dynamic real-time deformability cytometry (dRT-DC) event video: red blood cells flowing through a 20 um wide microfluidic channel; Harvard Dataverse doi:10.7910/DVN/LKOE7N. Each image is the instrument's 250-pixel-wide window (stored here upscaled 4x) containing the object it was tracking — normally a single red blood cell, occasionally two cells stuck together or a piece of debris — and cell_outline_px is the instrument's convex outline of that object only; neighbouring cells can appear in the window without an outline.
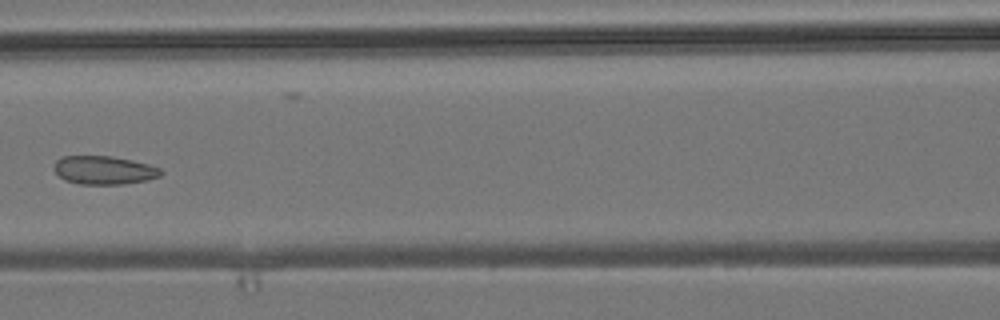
{"species": "common noctule bat (a hibernating species)", "species_latin": "Nyctalus noctula", "temperature_condition": "room temperature", "stored_images_in_passage": 6, "camera_frame_rate_fps": 3000, "um_per_image_px": 0.085, "animal": {"sex": "male", "body_mass_g": 19.2, "forearm_length_mm": 51.8}, "frame": {"image": 1, "passage_image": 6, "time_ms": 5.667, "image_size_px": [1000, 320], "cell_outline_px": [[164, 172], [160, 176], [148, 180], [124, 184], [80, 184], [64, 180], [52, 168], [56, 160], [64, 156], [112, 156], [132, 160], [148, 164], [160, 168]], "centroid_in_image_um": [8.85, 14.46], "position_along_channel_um": 157.8, "area_um2": 17.8}}